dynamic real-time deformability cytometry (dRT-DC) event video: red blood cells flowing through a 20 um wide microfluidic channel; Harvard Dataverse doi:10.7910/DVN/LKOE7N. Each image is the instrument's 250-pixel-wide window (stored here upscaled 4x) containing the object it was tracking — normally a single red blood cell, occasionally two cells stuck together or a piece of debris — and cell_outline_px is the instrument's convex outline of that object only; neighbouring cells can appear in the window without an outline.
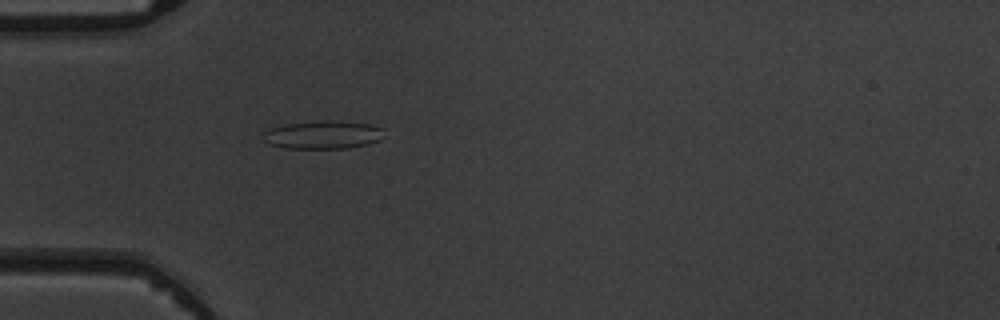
{"species": "common noctule bat (a hibernating species)", "species_latin": "Nyctalus noctula", "temperature_condition": "warm", "stored_images_in_passage": 4, "camera_frame_rate_fps": 3000, "um_per_image_px": 0.085, "animal": {"sex": "male", "body_mass_g": 19.5, "forearm_length_mm": 54.6}, "frame": {"image": 1, "passage_image": 4, "time_ms": 3.333, "image_size_px": [1000, 320], "cell_outline_px": [[384, 128], [380, 140], [368, 144], [348, 148], [284, 148], [268, 144], [260, 136], [268, 128], [284, 124], [324, 120], [332, 120], [368, 124]], "centroid_in_image_um": [27.4, 11.45], "position_along_channel_um": 57.6, "area_um2": 20.0}}